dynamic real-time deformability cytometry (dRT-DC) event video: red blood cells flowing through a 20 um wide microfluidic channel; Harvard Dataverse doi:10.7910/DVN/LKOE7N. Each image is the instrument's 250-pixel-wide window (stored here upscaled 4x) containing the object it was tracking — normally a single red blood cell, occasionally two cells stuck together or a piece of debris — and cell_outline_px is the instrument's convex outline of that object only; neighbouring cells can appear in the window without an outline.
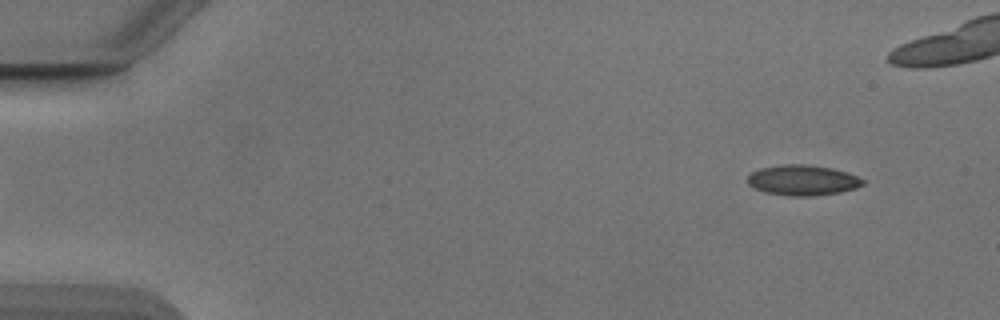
{"species": "Egyptian fruit bat (a non-hibernating species)", "species_latin": "Rousettus aegyptiacus", "temperature_condition": "cold", "stored_images_in_passage": 43, "camera_frame_rate_fps": 3000, "um_per_image_px": 0.085, "animal": {"sex": "male"}, "frame": {"image": 1, "passage_image": 1, "time_ms": 0.0, "image_size_px": [1000, 320], "cell_outline_px": [[864, 184], [856, 188], [840, 192], [808, 196], [792, 196], [764, 192], [748, 184], [748, 176], [752, 172], [760, 168], [780, 164], [804, 164], [832, 168], [848, 172], [864, 180]], "centroid_in_image_um": [68.23, 15.31], "position_along_channel_um": 16.8, "area_um2": 20.35}}
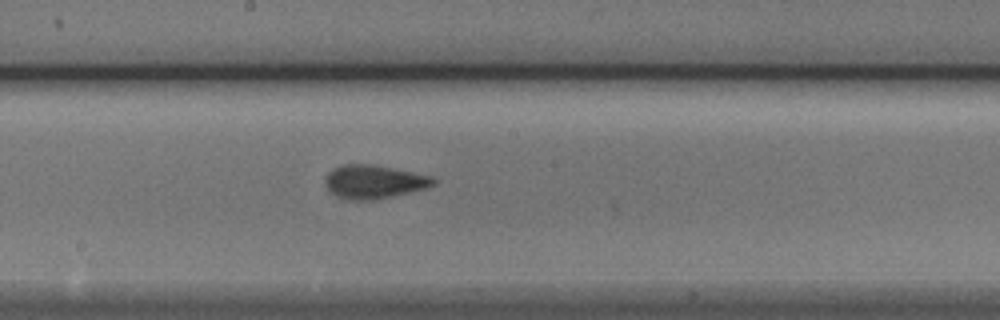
{"frame": {"image": 2, "passage_image": 25, "time_ms": 8.0, "image_size_px": [1000, 320], "cell_outline_px": [[436, 184], [424, 188], [392, 196], [372, 200], [352, 200], [336, 196], [328, 188], [324, 180], [328, 172], [332, 168], [344, 164], [372, 164], [432, 176], [436, 180]], "centroid_in_image_um": [31.76, 15.44], "position_along_channel_um": 216.4, "area_um2": 20.92}}
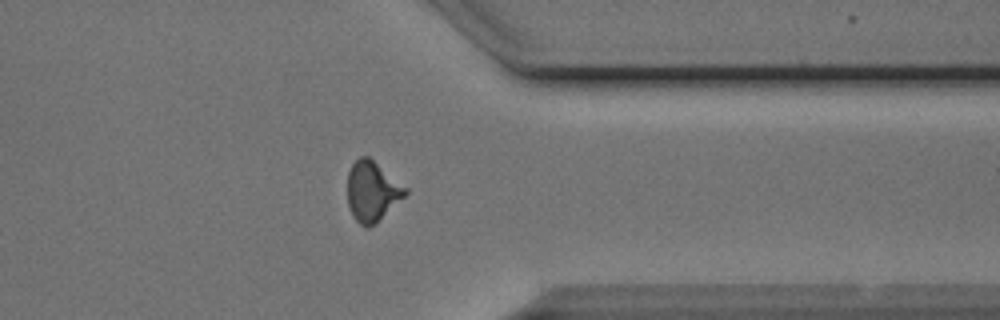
{"frame": {"image": 3, "passage_image": 38, "time_ms": 12.333, "image_size_px": [1000, 320], "cell_outline_px": [[408, 192], [376, 224], [368, 228], [364, 228], [356, 220], [348, 204], [348, 172], [352, 164], [360, 156], [368, 156], [408, 188]], "centroid_in_image_um": [31.64, 16.27], "position_along_channel_um": 379.8, "area_um2": 20.11}}